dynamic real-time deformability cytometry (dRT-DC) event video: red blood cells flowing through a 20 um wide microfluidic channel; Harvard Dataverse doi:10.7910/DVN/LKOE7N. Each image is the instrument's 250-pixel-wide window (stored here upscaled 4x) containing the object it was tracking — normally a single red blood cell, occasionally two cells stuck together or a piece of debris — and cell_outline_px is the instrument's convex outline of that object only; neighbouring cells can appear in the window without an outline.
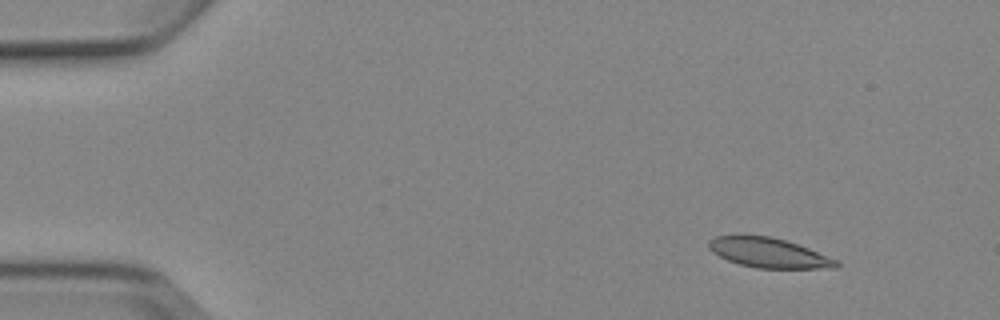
{"species": "Egyptian fruit bat (a non-hibernating species)", "species_latin": "Rousettus aegyptiacus", "temperature_condition": "cold", "stored_images_in_passage": 5, "camera_frame_rate_fps": 3000, "um_per_image_px": 0.085, "animal": {"sex": "female"}, "frame": {"image": 1, "passage_image": 2, "time_ms": 1.333, "image_size_px": [1000, 320], "cell_outline_px": [[840, 264], [836, 268], [756, 268], [740, 264], [728, 260], [712, 252], [708, 248], [708, 240], [716, 236], [772, 236], [808, 248], [836, 260]], "centroid_in_image_um": [65.31, 21.49], "position_along_channel_um": 19.7, "area_um2": 21.73}}